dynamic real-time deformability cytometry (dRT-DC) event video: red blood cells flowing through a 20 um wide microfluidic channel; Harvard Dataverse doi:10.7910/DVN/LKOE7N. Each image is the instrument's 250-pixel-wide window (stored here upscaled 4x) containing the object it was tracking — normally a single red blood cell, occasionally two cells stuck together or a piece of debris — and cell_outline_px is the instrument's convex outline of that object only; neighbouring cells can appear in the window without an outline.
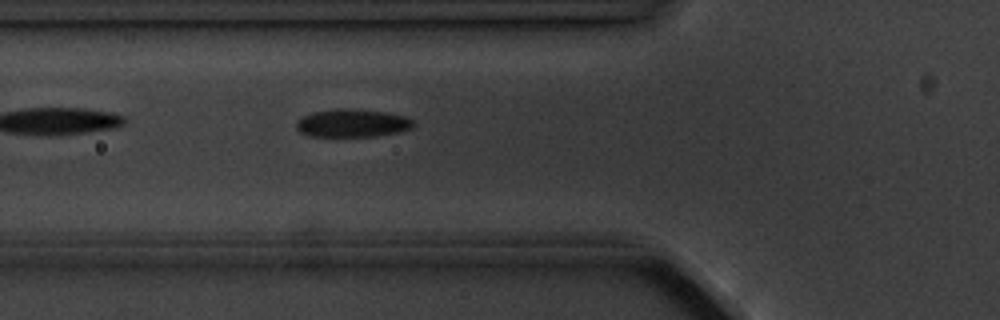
{"species": "common noctule bat (a hibernating species)", "species_latin": "Nyctalus noctula", "temperature_condition": "cold", "stored_images_in_passage": 3, "camera_frame_rate_fps": 3000, "um_per_image_px": 0.085, "animal": {"sex": "male", "body_mass_g": 20.1, "forearm_length_mm": 53.5}, "frame": {"image": 1, "passage_image": 3, "time_ms": 2.333, "image_size_px": [1000, 320], "cell_outline_px": [[412, 128], [396, 132], [376, 136], [308, 136], [300, 132], [296, 128], [296, 120], [312, 112], [336, 108], [352, 108], [384, 112], [404, 116], [412, 120]], "centroid_in_image_um": [29.88, 10.46], "position_along_channel_um": 95.9, "area_um2": 19.02}}